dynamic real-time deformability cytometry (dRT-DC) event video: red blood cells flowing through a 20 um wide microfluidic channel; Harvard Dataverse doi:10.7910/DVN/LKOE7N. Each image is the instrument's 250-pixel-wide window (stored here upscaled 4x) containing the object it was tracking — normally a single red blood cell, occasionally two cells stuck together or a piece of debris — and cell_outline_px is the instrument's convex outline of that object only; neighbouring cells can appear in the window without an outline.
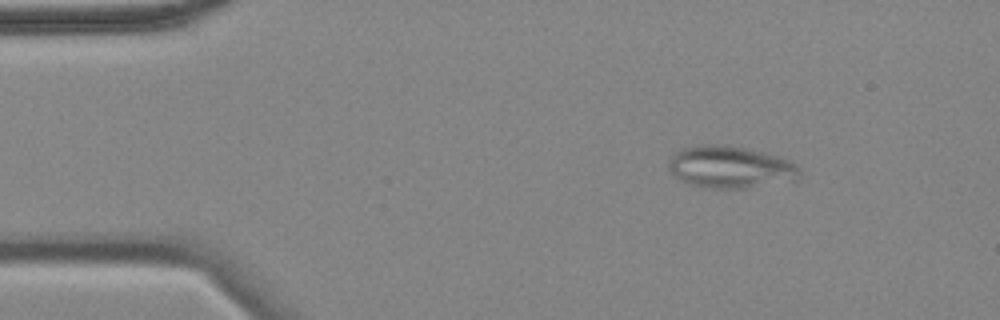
{"species": "common noctule bat (a hibernating species)", "species_latin": "Nyctalus noctula", "temperature_condition": "cold", "stored_images_in_passage": 51, "segment_of_instrument_passage": [1, 2], "camera_frame_rate_fps": 3000, "um_per_image_px": 0.085, "animal": {"sex": "female", "body_mass_g": 18.4}, "frame": {"image": 1, "passage_image": 2, "time_ms": 0.333, "image_size_px": [1000, 320], "cell_outline_px": [[800, 176], [796, 180], [744, 188], [704, 188], [692, 184], [676, 176], [668, 168], [668, 160], [676, 152], [684, 148], [704, 144], [724, 144], [748, 148], [768, 152], [780, 156], [796, 164], [800, 168]], "centroid_in_image_um": [62.13, 14.18], "position_along_channel_um": 22.9, "area_um2": 32.25}}